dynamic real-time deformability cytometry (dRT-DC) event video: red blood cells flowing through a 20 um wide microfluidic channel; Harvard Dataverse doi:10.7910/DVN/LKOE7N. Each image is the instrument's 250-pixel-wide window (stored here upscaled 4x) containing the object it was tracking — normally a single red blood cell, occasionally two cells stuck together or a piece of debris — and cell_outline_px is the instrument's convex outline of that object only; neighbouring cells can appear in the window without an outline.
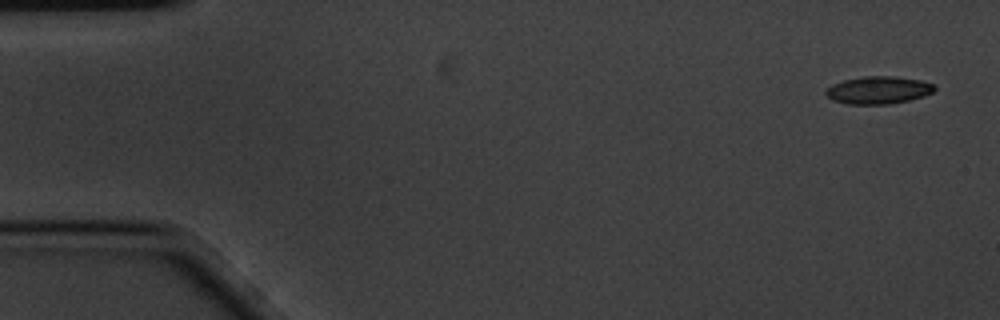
{"species": "common noctule bat (a hibernating species)", "species_latin": "Nyctalus noctula", "temperature_condition": "cold", "stored_images_in_passage": 5, "camera_frame_rate_fps": 3000, "um_per_image_px": 0.085, "animal": {"sex": "male", "body_mass_g": 20.1, "forearm_length_mm": 53.5}, "frame": {"image": 1, "passage_image": 1, "time_ms": 0.0, "image_size_px": [1000, 320], "cell_outline_px": [[936, 88], [932, 92], [924, 96], [908, 100], [888, 104], [848, 104], [832, 100], [824, 92], [832, 84], [844, 80], [864, 76], [896, 76], [920, 80], [932, 84]], "centroid_in_image_um": [74.65, 7.65], "position_along_channel_um": 10.4, "area_um2": 17.34}}
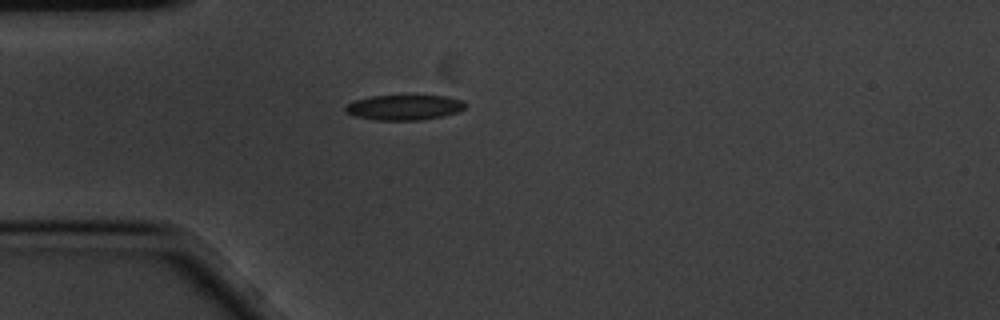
{"frame": {"image": 2, "passage_image": 5, "time_ms": 1.333, "image_size_px": [1000, 320], "cell_outline_px": [[464, 108], [456, 112], [440, 116], [420, 120], [376, 120], [356, 116], [344, 112], [344, 108], [348, 104], [356, 100], [372, 96], [444, 96], [464, 100]], "centroid_in_image_um": [34.33, 9.13], "position_along_channel_um": 50.7, "area_um2": 17.28}}